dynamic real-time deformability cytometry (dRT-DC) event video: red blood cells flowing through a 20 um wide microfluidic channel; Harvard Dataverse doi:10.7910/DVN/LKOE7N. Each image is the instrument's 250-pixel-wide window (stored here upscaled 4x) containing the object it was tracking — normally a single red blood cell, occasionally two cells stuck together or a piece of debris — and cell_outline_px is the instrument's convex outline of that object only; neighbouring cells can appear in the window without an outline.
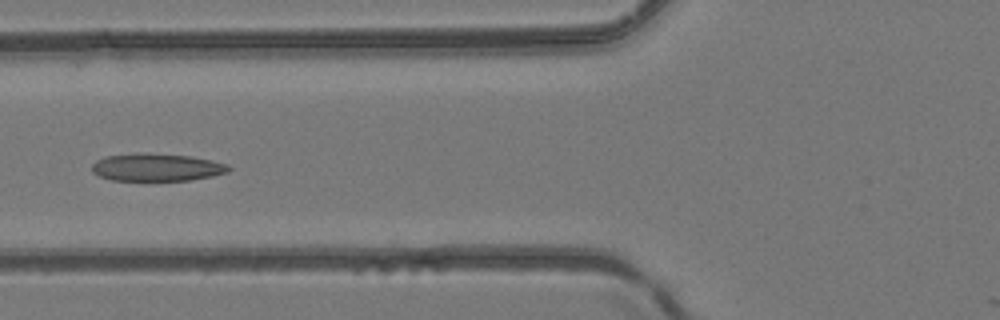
{"species": "common noctule bat (a hibernating species)", "species_latin": "Nyctalus noctula", "temperature_condition": "room temperature", "stored_images_in_passage": 6, "camera_frame_rate_fps": 3000, "um_per_image_px": 0.085, "animal": {"sex": "female", "body_mass_g": 24.6, "forearm_length_mm": 56.2}, "frame": {"image": 1, "passage_image": 6, "time_ms": 6.333, "image_size_px": [1000, 320], "cell_outline_px": [[232, 168], [228, 172], [212, 176], [188, 180], [112, 180], [100, 176], [92, 172], [92, 164], [96, 160], [104, 156], [136, 152], [148, 152], [192, 156], [212, 160], [228, 164]], "centroid_in_image_um": [13.32, 14.2], "position_along_channel_um": 112.5, "area_um2": 22.31}}